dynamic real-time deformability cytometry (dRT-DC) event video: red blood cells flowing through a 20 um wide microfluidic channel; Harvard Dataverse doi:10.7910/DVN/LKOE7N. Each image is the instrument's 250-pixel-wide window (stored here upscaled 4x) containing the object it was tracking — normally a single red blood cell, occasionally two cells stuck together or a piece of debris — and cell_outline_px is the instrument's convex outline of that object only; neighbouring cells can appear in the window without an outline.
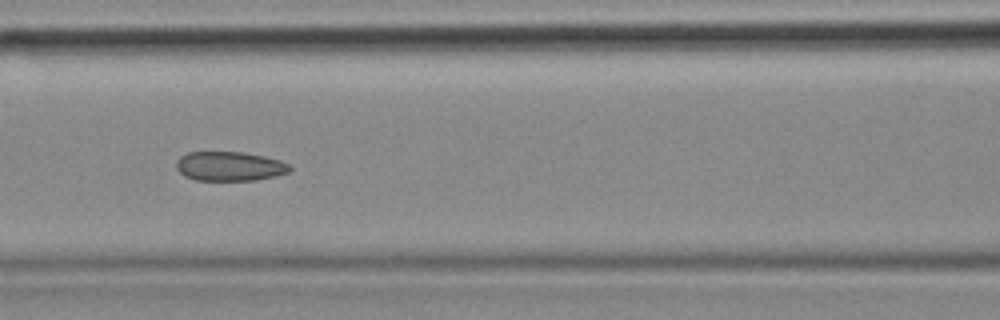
{"species": "common noctule bat (a hibernating species)", "species_latin": "Nyctalus noctula", "temperature_condition": "cold", "stored_images_in_passage": 44, "camera_frame_rate_fps": 3000, "um_per_image_px": 0.085, "animal": {"sex": "female", "body_mass_g": 18.4}, "frame": {"image": 1, "passage_image": 13, "time_ms": 4.0, "image_size_px": [1000, 320], "cell_outline_px": [[292, 168], [288, 172], [256, 180], [196, 180], [184, 176], [176, 168], [176, 160], [180, 156], [188, 152], [244, 152], [264, 156], [280, 160], [288, 164]], "centroid_in_image_um": [19.48, 14.12], "position_along_channel_um": 147.1, "area_um2": 19.36}, "authors_computed_cell_mechanics": {"area_um2": 20.0566, "velocity_mm_per_s": 3.6569, "shape_relaxation_time_tau1_ms": null, "shape_relaxation_time_tau2_ms": 2.1454, "deformation_change_tau1": null, "deformation_change_tau2": 0.0764}}